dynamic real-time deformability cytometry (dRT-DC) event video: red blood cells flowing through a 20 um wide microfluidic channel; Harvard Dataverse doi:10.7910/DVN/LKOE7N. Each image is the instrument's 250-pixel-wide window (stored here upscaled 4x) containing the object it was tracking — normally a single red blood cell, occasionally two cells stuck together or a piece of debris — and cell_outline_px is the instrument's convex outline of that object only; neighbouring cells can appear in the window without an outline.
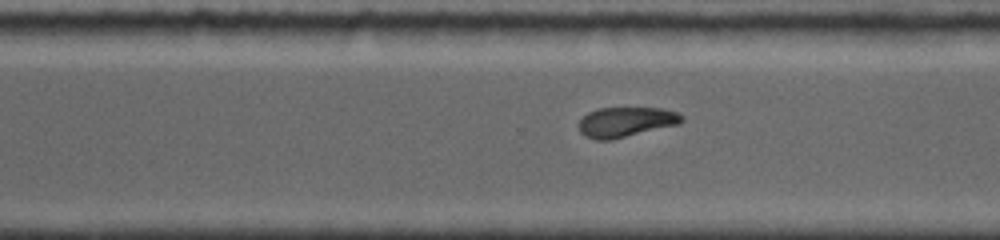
{"species": "common noctule bat (a hibernating species)", "species_latin": "Nyctalus noctula", "temperature_condition": "room temperature", "stored_images_in_passage": 19, "camera_frame_rate_fps": 5000, "um_per_image_px": 0.085, "animal": {"sex": "female", "body_mass_g": 19.0, "forearm_length_mm": 56.7}, "frame": {"image": 1, "passage_image": 16, "time_ms": 6.6, "image_size_px": [1000, 240], "cell_outline_px": [[684, 120], [680, 124], [612, 140], [596, 140], [584, 136], [580, 132], [580, 120], [588, 112], [600, 108], [660, 108], [676, 112], [684, 116]], "centroid_in_image_um": [53.22, 10.38], "position_along_channel_um": 317.4, "area_um2": 18.03}}